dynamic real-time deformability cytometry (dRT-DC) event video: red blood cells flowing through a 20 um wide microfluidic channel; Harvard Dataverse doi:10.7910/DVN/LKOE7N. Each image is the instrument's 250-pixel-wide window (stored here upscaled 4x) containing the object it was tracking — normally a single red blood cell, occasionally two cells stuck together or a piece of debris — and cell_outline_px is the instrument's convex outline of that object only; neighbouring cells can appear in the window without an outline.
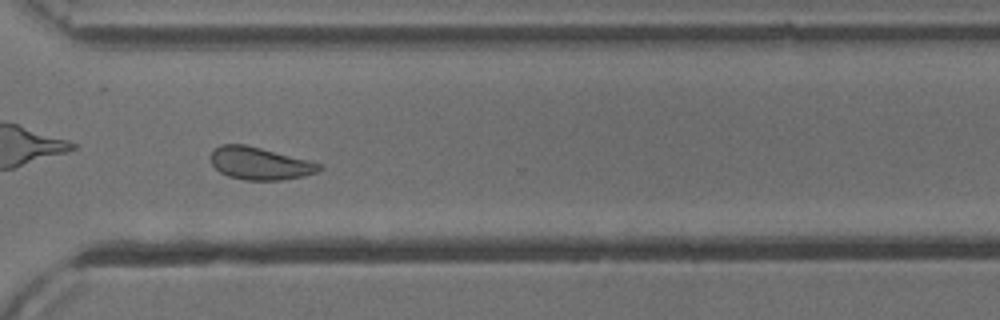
{"species": "common noctule bat (a hibernating species)", "species_latin": "Nyctalus noctula", "temperature_condition": "cold", "stored_images_in_passage": 52, "camera_frame_rate_fps": 3000, "um_per_image_px": 0.085, "animal": {"sex": "male", "body_mass_g": 13.3}, "frame": {"image": 1, "passage_image": 37, "time_ms": 12.0, "image_size_px": [1000, 320], "cell_outline_px": [[324, 168], [316, 172], [304, 176], [280, 180], [244, 180], [228, 176], [220, 172], [212, 164], [208, 156], [220, 144], [244, 144], [308, 160], [320, 164]], "centroid_in_image_um": [22.05, 13.89], "position_along_channel_um": 348.5, "area_um2": 20.46}, "authors_computed_cell_mechanics": {"area_um2": 21.1259, "velocity_mm_per_s": 3.8223, "shape_relaxation_time_tau1_ms": 5.2698, "shape_relaxation_time_tau2_ms": 5.8438, "deformation_change_tau1": 0.0983, "deformation_change_tau2": 0.0885}}